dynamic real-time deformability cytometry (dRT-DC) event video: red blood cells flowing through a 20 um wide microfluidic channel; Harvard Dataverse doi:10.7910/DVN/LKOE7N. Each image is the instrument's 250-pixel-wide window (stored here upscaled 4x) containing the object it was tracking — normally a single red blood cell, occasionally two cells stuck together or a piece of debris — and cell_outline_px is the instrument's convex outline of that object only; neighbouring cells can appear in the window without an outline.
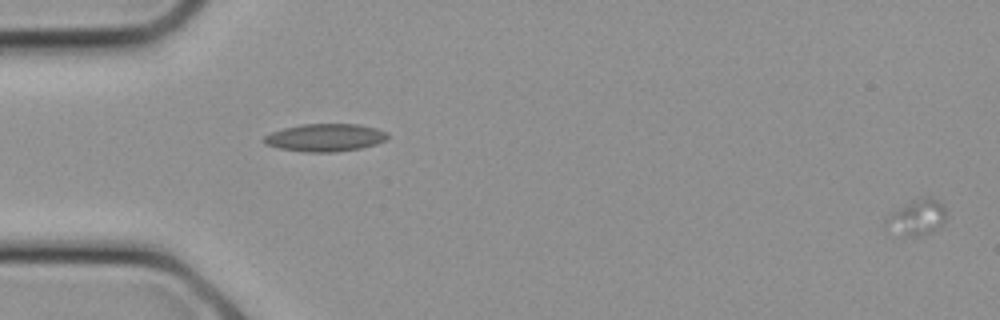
{"species": "common noctule bat (a hibernating species)", "species_latin": "Nyctalus noctula", "temperature_condition": "cold", "stored_images_in_passage": 4, "segment_of_instrument_passage": [2, 2], "camera_frame_rate_fps": 3000, "um_per_image_px": 0.085, "animal": {"sex": "female", "body_mass_g": 21.9}, "frame": {"image": 1, "passage_image": 4, "time_ms": 1.0, "image_size_px": [1000, 320], "cell_outline_px": [[948, 212], [944, 224], [932, 232], [924, 236], [920, 236], [884, 224], [884, 216], [912, 200], [920, 196], [932, 196], [944, 204]], "centroid_in_image_um": [78.07, 18.37], "position_along_channel_um": 6.9, "area_um2": 12.37}}